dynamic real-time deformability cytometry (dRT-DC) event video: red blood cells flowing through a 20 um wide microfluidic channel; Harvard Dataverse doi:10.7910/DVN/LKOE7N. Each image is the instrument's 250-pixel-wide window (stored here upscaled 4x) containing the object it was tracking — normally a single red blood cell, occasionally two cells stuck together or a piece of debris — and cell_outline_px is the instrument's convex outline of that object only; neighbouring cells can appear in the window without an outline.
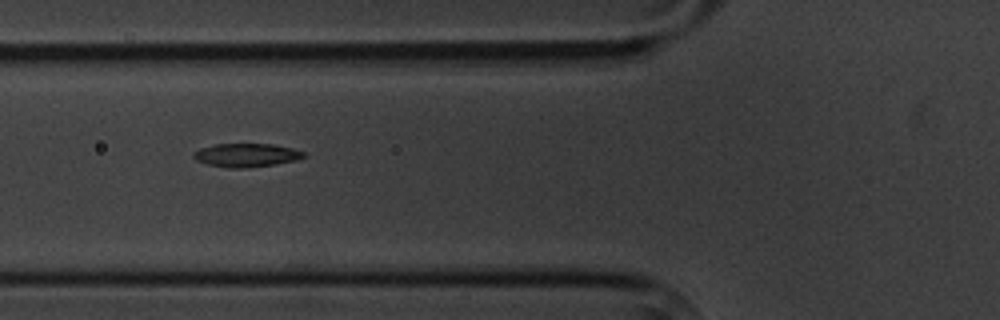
{"species": "common noctule bat (a hibernating species)", "species_latin": "Nyctalus noctula", "temperature_condition": "cold", "stored_images_in_passage": 9, "camera_frame_rate_fps": 3000, "um_per_image_px": 0.085, "animal": {"sex": "male", "body_mass_g": 20.1, "forearm_length_mm": 53.5}, "frame": {"image": 1, "passage_image": 3, "time_ms": 2.0, "image_size_px": [1000, 320], "cell_outline_px": [[304, 156], [296, 160], [276, 164], [244, 168], [228, 168], [208, 164], [196, 160], [192, 156], [192, 152], [200, 148], [216, 144], [276, 144], [292, 148], [304, 152]], "centroid_in_image_um": [20.91, 13.18], "position_along_channel_um": 104.9, "area_um2": 15.09}}
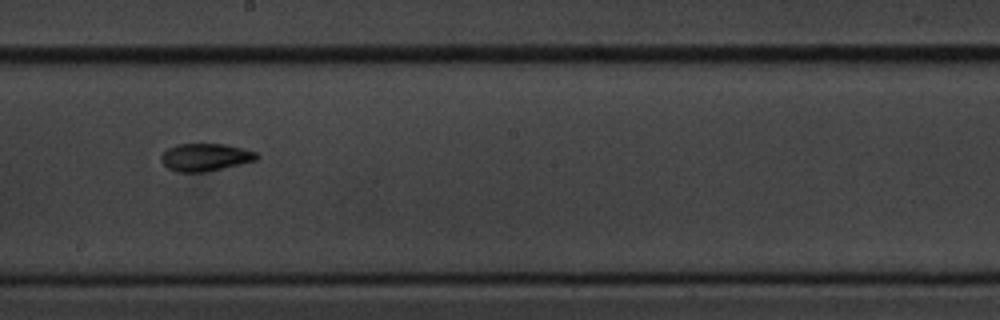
{"frame": {"image": 2, "passage_image": 6, "time_ms": 5.667, "image_size_px": [1000, 320], "cell_outline_px": [[260, 156], [256, 160], [204, 172], [180, 172], [168, 168], [160, 160], [160, 156], [168, 148], [176, 144], [224, 144], [256, 152]], "centroid_in_image_um": [17.42, 13.36], "position_along_channel_um": 230.8, "area_um2": 15.14}}
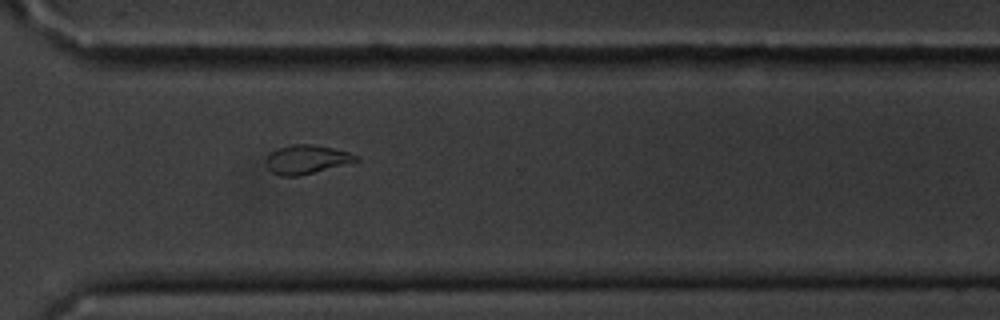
{"frame": {"image": 3, "passage_image": 9, "time_ms": 9.0, "image_size_px": [1000, 320], "cell_outline_px": [[360, 160], [300, 176], [280, 176], [272, 172], [268, 168], [268, 156], [272, 152], [280, 148], [292, 144], [312, 144], [332, 148], [348, 152], [356, 156]], "centroid_in_image_um": [26.06, 13.56], "position_along_channel_um": 344.5, "area_um2": 14.74}}